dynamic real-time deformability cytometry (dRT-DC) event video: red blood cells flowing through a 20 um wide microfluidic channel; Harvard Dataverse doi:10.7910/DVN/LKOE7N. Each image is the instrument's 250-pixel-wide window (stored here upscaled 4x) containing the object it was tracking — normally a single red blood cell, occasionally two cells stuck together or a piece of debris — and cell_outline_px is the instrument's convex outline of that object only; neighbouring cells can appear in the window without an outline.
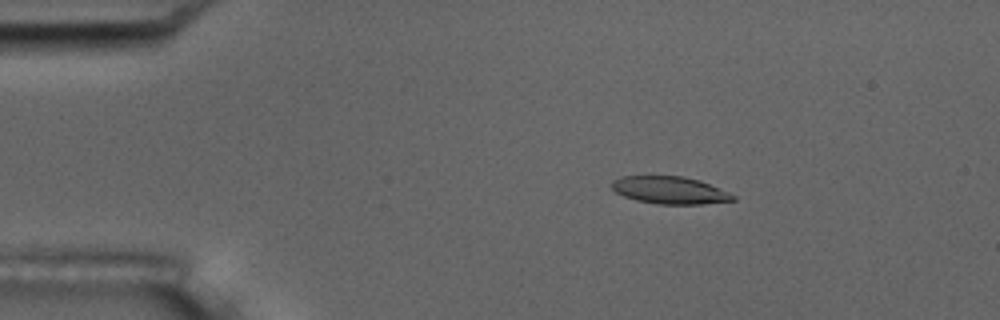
{"species": "common noctule bat (a hibernating species)", "species_latin": "Nyctalus noctula", "temperature_condition": "room temperature", "stored_images_in_passage": 5, "camera_frame_rate_fps": 3000, "um_per_image_px": 0.085, "animal": {"sex": "male", "body_mass_g": 17.5, "forearm_length_mm": 52.3}, "frame": {"image": 1, "passage_image": 3, "time_ms": 2.333, "image_size_px": [1000, 320], "cell_outline_px": [[736, 200], [700, 204], [656, 204], [636, 200], [624, 196], [616, 192], [612, 188], [612, 180], [620, 176], [684, 176], [700, 180], [728, 192], [736, 196]], "centroid_in_image_um": [56.93, 16.16], "position_along_channel_um": 28.1, "area_um2": 19.36}}
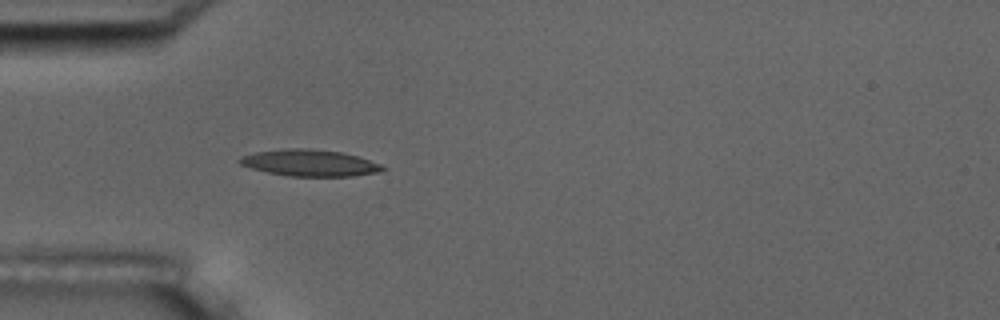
{"frame": {"image": 2, "passage_image": 5, "time_ms": 4.667, "image_size_px": [1000, 320], "cell_outline_px": [[388, 168], [376, 172], [352, 176], [288, 176], [268, 172], [252, 168], [240, 164], [236, 160], [240, 156], [256, 152], [288, 148], [308, 148], [340, 152], [356, 156], [380, 164]], "centroid_in_image_um": [26.28, 13.84], "position_along_channel_um": 58.7, "area_um2": 21.91}}